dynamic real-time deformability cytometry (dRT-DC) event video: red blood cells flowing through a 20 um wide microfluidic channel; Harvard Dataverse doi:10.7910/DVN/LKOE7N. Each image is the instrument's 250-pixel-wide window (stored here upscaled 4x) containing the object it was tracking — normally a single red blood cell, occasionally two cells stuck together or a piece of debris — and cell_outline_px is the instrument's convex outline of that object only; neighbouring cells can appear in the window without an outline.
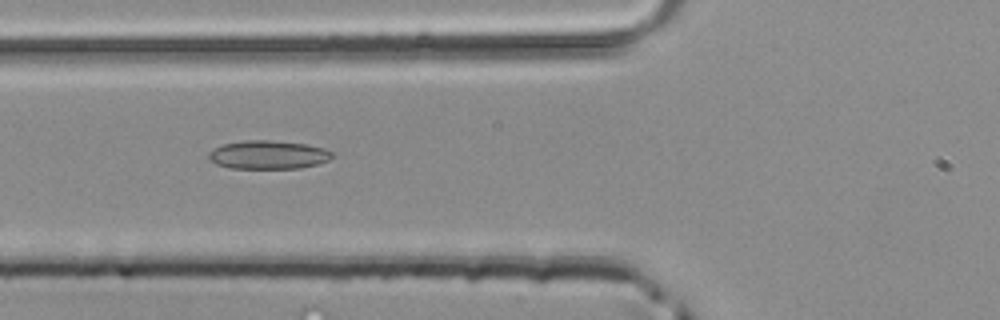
{"species": "common noctule bat (a hibernating species)", "species_latin": "Nyctalus noctula", "temperature_condition": "room temperature", "stored_images_in_passage": 7, "camera_frame_rate_fps": 3000, "um_per_image_px": 0.085, "animal": {"sex": "male", "body_mass_g": 20.4}, "frame": {"image": 1, "passage_image": 5, "time_ms": 1.333, "image_size_px": [1000, 320], "cell_outline_px": [[332, 156], [328, 160], [316, 164], [300, 168], [232, 168], [216, 164], [208, 156], [208, 152], [224, 144], [244, 140], [272, 140], [308, 144], [324, 148], [332, 152]], "centroid_in_image_um": [22.81, 13.15], "position_along_channel_um": 103.0, "area_um2": 20.35}}